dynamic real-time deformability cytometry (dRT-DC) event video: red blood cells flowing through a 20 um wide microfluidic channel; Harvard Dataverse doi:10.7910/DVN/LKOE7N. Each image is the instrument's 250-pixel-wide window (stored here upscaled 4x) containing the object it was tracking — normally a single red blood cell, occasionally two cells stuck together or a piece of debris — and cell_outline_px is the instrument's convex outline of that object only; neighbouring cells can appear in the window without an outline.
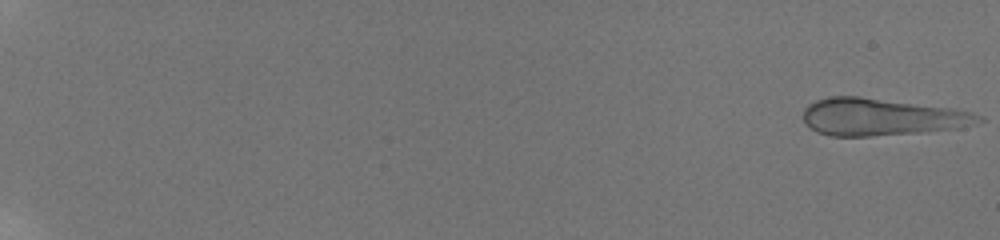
{"species": "human", "species_latin": "Homo sapiens", "temperature_condition": "room temperature", "stored_images_in_passage": 39, "camera_frame_rate_fps": 3000, "um_per_image_px": 0.085, "donor": {"sex": "male"}, "frame": {"image": 1, "passage_image": 1, "time_ms": 0.0, "image_size_px": [1000, 240], "cell_outline_px": [[984, 120], [976, 124], [956, 128], [920, 132], [868, 136], [828, 136], [816, 132], [804, 124], [804, 108], [808, 104], [816, 100], [828, 96], [860, 96], [952, 108], [972, 112], [984, 116]], "centroid_in_image_um": [74.89, 9.94], "position_along_channel_um": 10.1, "area_um2": 38.21}}
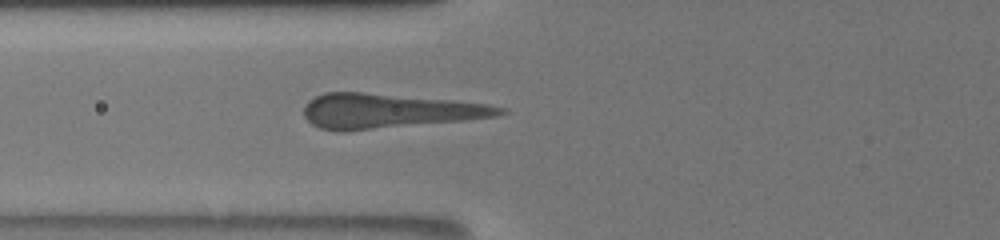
{"frame": {"image": 2, "passage_image": 13, "time_ms": 8.333, "image_size_px": [1000, 240], "cell_outline_px": [[508, 112], [500, 116], [468, 120], [340, 132], [336, 132], [320, 128], [312, 124], [304, 116], [304, 104], [308, 100], [324, 92], [360, 92], [452, 100], [488, 104], [508, 108]], "centroid_in_image_um": [33.08, 9.44], "position_along_channel_um": 92.7, "area_um2": 39.82}}
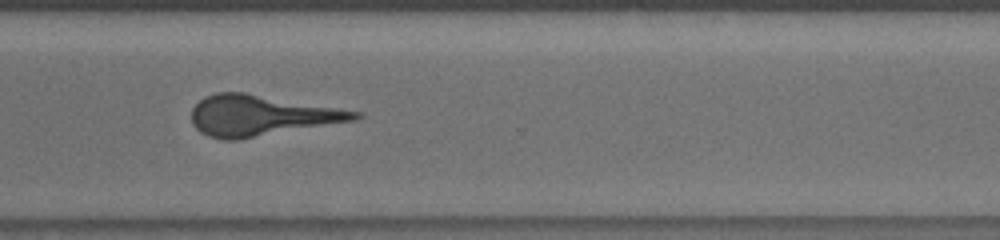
{"frame": {"image": 3, "passage_image": 29, "time_ms": 15.0, "image_size_px": [1000, 240], "cell_outline_px": [[364, 116], [356, 120], [240, 140], [224, 140], [208, 136], [200, 132], [192, 124], [192, 108], [204, 96], [216, 92], [244, 92], [364, 112]], "centroid_in_image_um": [22.21, 9.82], "position_along_channel_um": 348.4, "area_um2": 39.02}}